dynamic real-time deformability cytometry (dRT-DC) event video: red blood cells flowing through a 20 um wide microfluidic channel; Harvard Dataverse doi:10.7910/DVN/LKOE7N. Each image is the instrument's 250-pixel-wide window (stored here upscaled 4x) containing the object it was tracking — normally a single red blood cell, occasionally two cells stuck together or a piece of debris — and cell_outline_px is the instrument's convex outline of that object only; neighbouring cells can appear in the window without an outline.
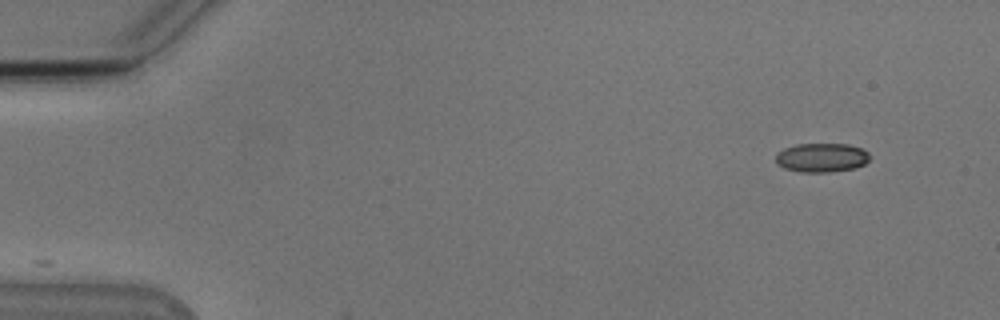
{"species": "Egyptian fruit bat (a non-hibernating species)", "species_latin": "Rousettus aegyptiacus", "temperature_condition": "cold", "stored_images_in_passage": 3, "camera_frame_rate_fps": 3000, "um_per_image_px": 0.085, "animal": {"sex": "male"}, "frame": {"image": 1, "passage_image": 1, "time_ms": 0.0, "image_size_px": [1000, 320], "cell_outline_px": [[872, 156], [864, 164], [856, 168], [828, 172], [800, 172], [784, 168], [776, 164], [776, 152], [784, 148], [796, 144], [848, 144], [860, 148], [868, 152]], "centroid_in_image_um": [69.83, 13.4], "position_along_channel_um": 15.2, "area_um2": 16.07}}